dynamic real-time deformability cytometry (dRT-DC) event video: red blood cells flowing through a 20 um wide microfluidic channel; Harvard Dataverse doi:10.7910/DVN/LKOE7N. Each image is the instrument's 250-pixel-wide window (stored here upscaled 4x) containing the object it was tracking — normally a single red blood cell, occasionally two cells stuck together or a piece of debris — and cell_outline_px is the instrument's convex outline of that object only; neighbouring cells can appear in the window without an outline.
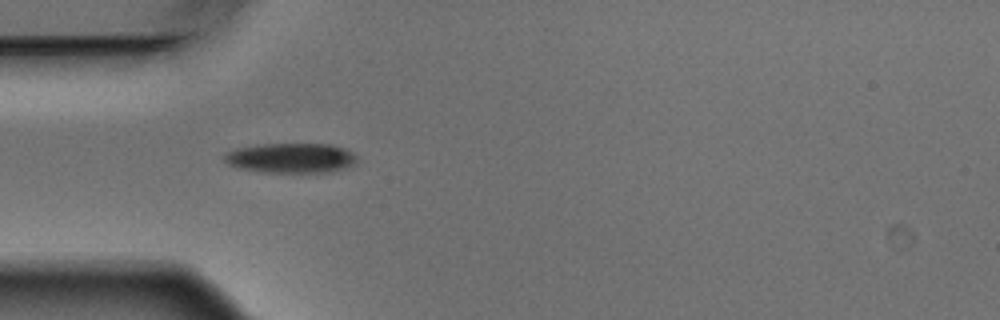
{"species": "Egyptian fruit bat (a non-hibernating species)", "species_latin": "Rousettus aegyptiacus", "temperature_condition": "warm", "stored_images_in_passage": 2, "camera_frame_rate_fps": 3000, "um_per_image_px": 0.085, "animal": {"sex": "male"}, "frame": {"image": 1, "passage_image": 1, "time_ms": 0.0, "image_size_px": [1000, 320], "cell_outline_px": [[356, 164], [332, 172], [260, 172], [236, 168], [228, 164], [224, 160], [224, 152], [236, 148], [256, 144], [332, 144], [344, 148], [352, 152], [356, 156]], "centroid_in_image_um": [24.69, 13.43], "position_along_channel_um": 60.3, "area_um2": 23.41}}
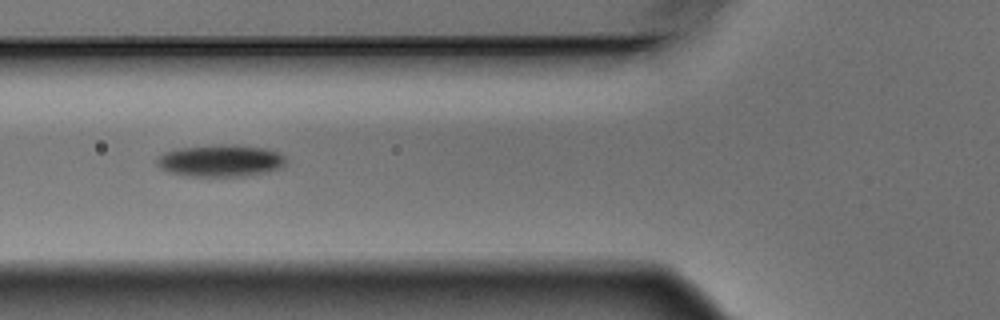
{"frame": {"image": 2, "passage_image": 2, "time_ms": 0.333, "image_size_px": [1000, 320], "cell_outline_px": [[288, 160], [280, 168], [268, 172], [244, 176], [192, 176], [172, 172], [160, 168], [156, 164], [156, 160], [164, 152], [180, 148], [220, 144], [224, 144], [268, 148], [280, 152]], "centroid_in_image_um": [18.8, 13.65], "position_along_channel_um": 107.0, "area_um2": 24.04}}